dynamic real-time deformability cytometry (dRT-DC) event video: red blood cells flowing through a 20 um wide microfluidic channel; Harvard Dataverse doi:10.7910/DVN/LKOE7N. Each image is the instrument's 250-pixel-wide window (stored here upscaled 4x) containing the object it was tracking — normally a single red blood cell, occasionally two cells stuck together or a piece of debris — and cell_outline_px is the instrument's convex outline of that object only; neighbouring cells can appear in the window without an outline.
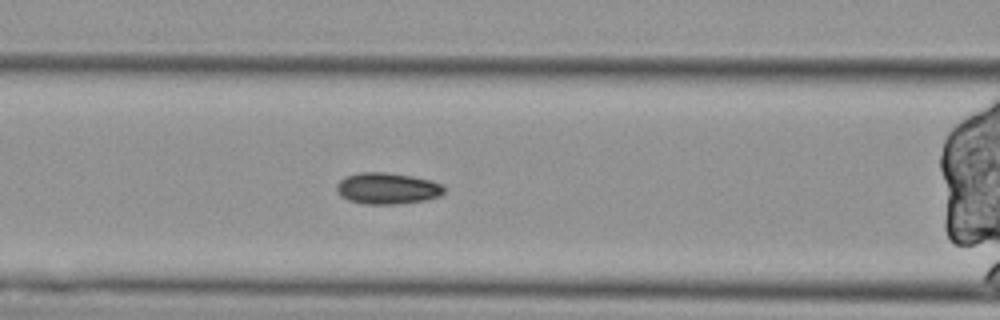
{"species": "Egyptian fruit bat (a non-hibernating species)", "species_latin": "Rousettus aegyptiacus", "temperature_condition": "cold", "stored_images_in_passage": 47, "segment_of_instrument_passage": [2, 2], "camera_frame_rate_fps": 3000, "um_per_image_px": 0.085, "animal": {"sex": "female"}, "frame": {"image": 1, "passage_image": 24, "time_ms": 7.667, "image_size_px": [1000, 320], "cell_outline_px": [[444, 192], [440, 196], [424, 200], [392, 204], [368, 204], [348, 200], [340, 196], [336, 192], [336, 184], [344, 176], [360, 172], [388, 172], [412, 176], [432, 180], [444, 184]], "centroid_in_image_um": [32.91, 16.0], "position_along_channel_um": 133.7, "area_um2": 19.83}}
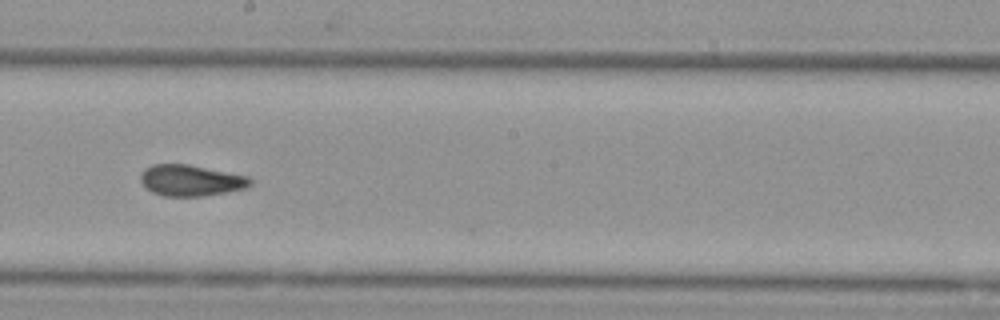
{"frame": {"image": 2, "passage_image": 33, "time_ms": 10.667, "image_size_px": [1000, 320], "cell_outline_px": [[252, 184], [248, 188], [200, 196], [164, 196], [152, 192], [140, 180], [140, 172], [144, 168], [152, 164], [188, 164], [248, 176], [252, 180]], "centroid_in_image_um": [16.21, 15.32], "position_along_channel_um": 232.0, "area_um2": 19.88}}
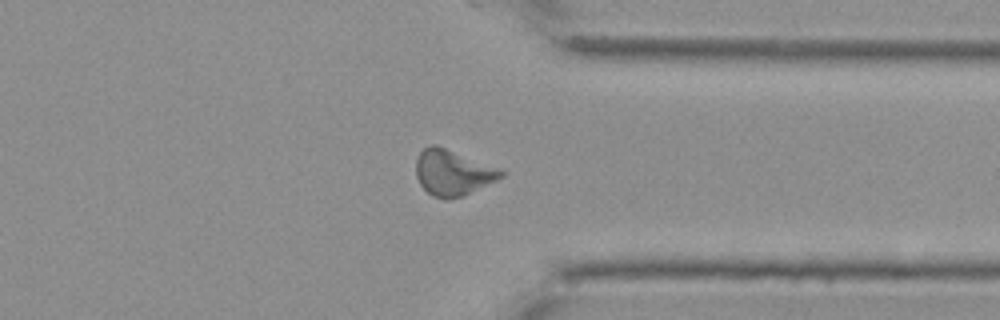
{"frame": {"image": 3, "passage_image": 46, "time_ms": 15.0, "image_size_px": [1000, 320], "cell_outline_px": [[504, 176], [464, 196], [432, 196], [420, 184], [416, 176], [416, 160], [420, 152], [424, 148], [432, 144], [436, 144], [500, 168], [504, 172]], "centroid_in_image_um": [38.49, 14.63], "position_along_channel_um": 372.9, "area_um2": 22.25}}